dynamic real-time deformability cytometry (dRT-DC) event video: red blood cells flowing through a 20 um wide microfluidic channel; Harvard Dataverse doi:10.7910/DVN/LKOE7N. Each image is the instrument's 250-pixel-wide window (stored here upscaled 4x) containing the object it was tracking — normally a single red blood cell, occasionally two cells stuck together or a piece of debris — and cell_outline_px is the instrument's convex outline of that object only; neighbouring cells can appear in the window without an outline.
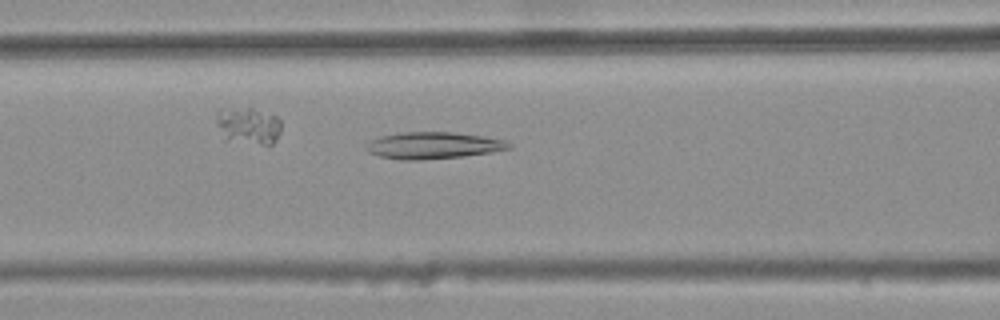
{"species": "common noctule bat (a hibernating species)", "species_latin": "Nyctalus noctula", "temperature_condition": "warm", "stored_images_in_passage": 15, "camera_frame_rate_fps": 3000, "um_per_image_px": 0.085, "animal": {"sex": "female", "body_mass_g": 25.1}, "frame": {"image": 1, "passage_image": 7, "time_ms": 2.0, "image_size_px": [1000, 320], "cell_outline_px": [[512, 148], [492, 152], [464, 156], [416, 160], [400, 160], [380, 156], [368, 152], [364, 148], [368, 140], [380, 136], [404, 132], [452, 132], [484, 136], [504, 140], [512, 144]], "centroid_in_image_um": [36.8, 12.36], "position_along_channel_um": 129.8, "area_um2": 22.37}}